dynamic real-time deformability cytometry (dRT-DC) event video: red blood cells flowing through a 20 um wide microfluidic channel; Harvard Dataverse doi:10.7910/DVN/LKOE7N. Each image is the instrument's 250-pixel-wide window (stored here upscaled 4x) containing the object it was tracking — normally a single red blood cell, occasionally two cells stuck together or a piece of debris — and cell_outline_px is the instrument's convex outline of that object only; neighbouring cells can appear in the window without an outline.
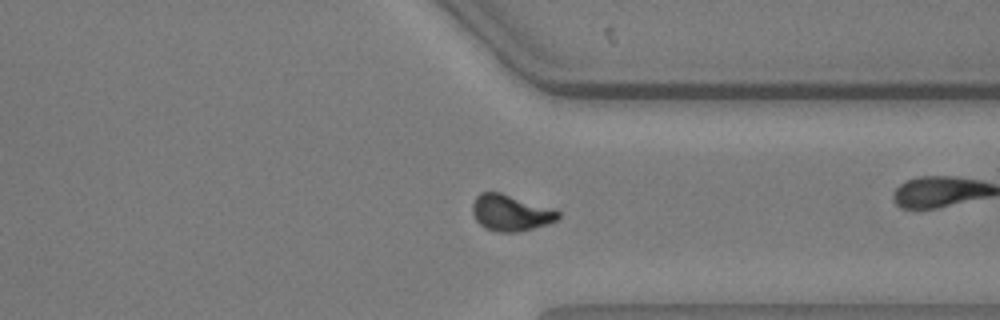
{"species": "common noctule bat (a hibernating species)", "species_latin": "Nyctalus noctula", "temperature_condition": "warm", "stored_images_in_passage": 51, "camera_frame_rate_fps": 3000, "um_per_image_px": 0.085, "animal": {"sex": "male", "body_mass_g": 20.5, "forearm_length_mm": 52.5}, "frame": {"image": 1, "passage_image": 37, "time_ms": 12.0, "image_size_px": [1000, 320], "cell_outline_px": [[560, 216], [556, 220], [548, 224], [520, 232], [500, 232], [484, 228], [476, 220], [472, 212], [472, 204], [476, 196], [480, 192], [500, 192], [556, 208], [560, 212]], "centroid_in_image_um": [43.43, 18.08], "position_along_channel_um": 368.0, "area_um2": 18.44}, "authors_computed_cell_mechanics": {"area_um2": 18.1492, "velocity_mm_per_s": 3.6478, "shape_relaxation_time_tau1_ms": 3.9767, "shape_relaxation_time_tau2_ms": 2.3138, "deformation_change_tau1": 0.1606, "deformation_change_tau2": 0.0745}}